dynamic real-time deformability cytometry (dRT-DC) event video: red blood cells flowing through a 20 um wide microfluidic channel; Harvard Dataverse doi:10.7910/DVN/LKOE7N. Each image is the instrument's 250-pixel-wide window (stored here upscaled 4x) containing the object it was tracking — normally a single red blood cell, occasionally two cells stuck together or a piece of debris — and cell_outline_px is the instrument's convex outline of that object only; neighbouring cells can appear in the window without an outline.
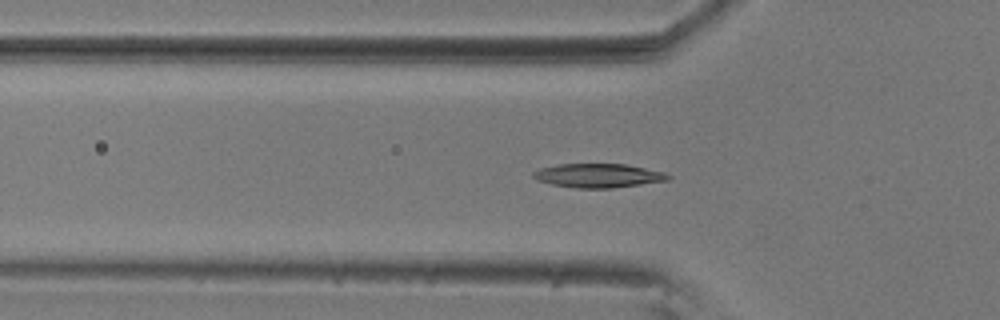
{"species": "common noctule bat (a hibernating species)", "species_latin": "Nyctalus noctula", "temperature_condition": "room temperature", "stored_images_in_passage": 56, "camera_frame_rate_fps": 3000, "um_per_image_px": 0.085, "animal": {"sex": "male", "body_mass_g": 20.5, "forearm_length_mm": 52.5}, "frame": {"image": 1, "passage_image": 17, "time_ms": 5.333, "image_size_px": [1000, 320], "cell_outline_px": [[672, 176], [668, 180], [612, 188], [576, 188], [552, 184], [540, 180], [532, 176], [532, 172], [540, 168], [560, 164], [628, 164], [664, 172]], "centroid_in_image_um": [50.87, 14.92], "position_along_channel_um": 74.9, "area_um2": 18.67}}
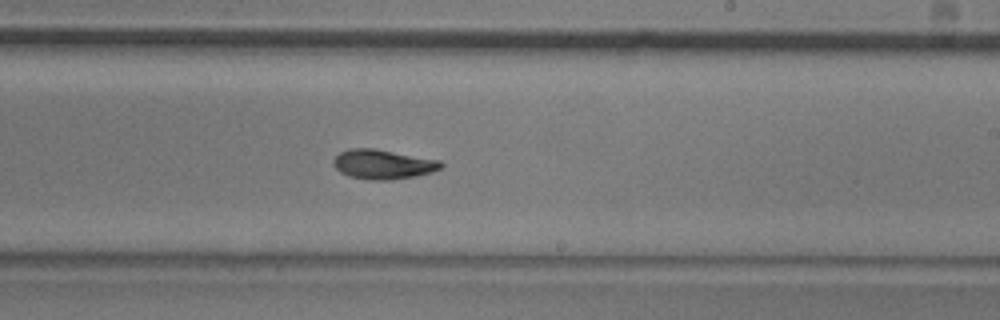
{"frame": {"image": 2, "passage_image": 32, "time_ms": 10.333, "image_size_px": [1000, 320], "cell_outline_px": [[444, 164], [440, 168], [432, 172], [416, 176], [392, 180], [372, 180], [348, 176], [340, 172], [332, 164], [332, 160], [340, 152], [352, 148], [372, 148], [440, 160]], "centroid_in_image_um": [32.54, 13.97], "position_along_channel_um": 256.5, "area_um2": 18.5}}
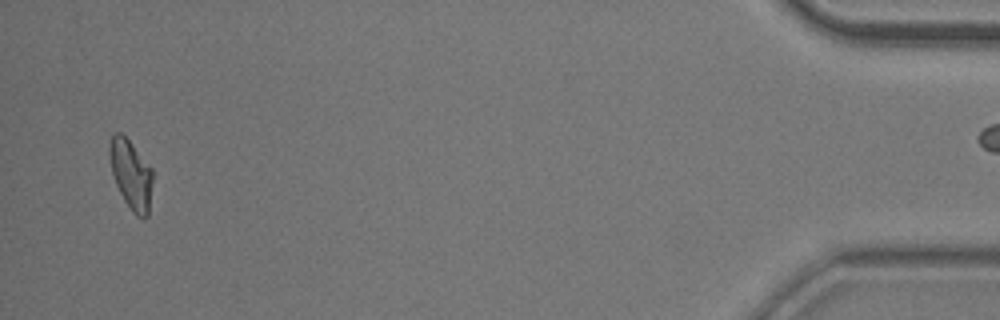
{"frame": {"image": 3, "passage_image": 53, "time_ms": 17.333, "image_size_px": [1000, 320], "cell_outline_px": [[152, 180], [148, 216], [144, 220], [136, 216], [132, 212], [124, 200], [116, 184], [112, 172], [108, 152], [108, 148], [112, 136], [116, 132], [120, 132], [132, 144], [152, 168]], "centroid_in_image_um": [11.13, 14.85], "position_along_channel_um": 424.1, "area_um2": 17.34}}